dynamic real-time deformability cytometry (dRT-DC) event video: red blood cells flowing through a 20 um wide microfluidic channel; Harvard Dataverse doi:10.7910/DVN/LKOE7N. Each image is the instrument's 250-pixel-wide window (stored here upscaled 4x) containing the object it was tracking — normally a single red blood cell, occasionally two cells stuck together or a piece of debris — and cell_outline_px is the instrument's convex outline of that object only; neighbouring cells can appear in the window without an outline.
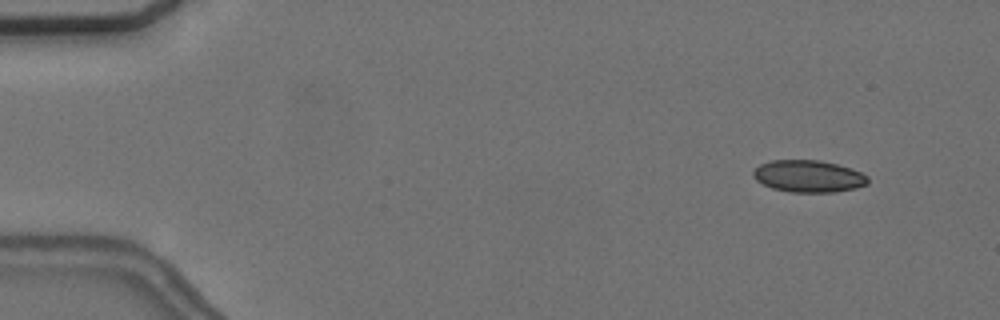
{"species": "common noctule bat (a hibernating species)", "species_latin": "Nyctalus noctula", "temperature_condition": "cold", "stored_images_in_passage": 5, "camera_frame_rate_fps": 3000, "um_per_image_px": 0.085, "animal": {"sex": "female", "body_mass_g": 24.6, "forearm_length_mm": 56.2}, "frame": {"image": 1, "passage_image": 1, "time_ms": 0.0, "image_size_px": [1000, 320], "cell_outline_px": [[868, 184], [856, 188], [836, 192], [792, 192], [772, 188], [756, 180], [752, 176], [752, 172], [760, 164], [772, 160], [820, 160], [852, 168], [868, 176]], "centroid_in_image_um": [68.73, 14.98], "position_along_channel_um": 16.3, "area_um2": 21.44}}